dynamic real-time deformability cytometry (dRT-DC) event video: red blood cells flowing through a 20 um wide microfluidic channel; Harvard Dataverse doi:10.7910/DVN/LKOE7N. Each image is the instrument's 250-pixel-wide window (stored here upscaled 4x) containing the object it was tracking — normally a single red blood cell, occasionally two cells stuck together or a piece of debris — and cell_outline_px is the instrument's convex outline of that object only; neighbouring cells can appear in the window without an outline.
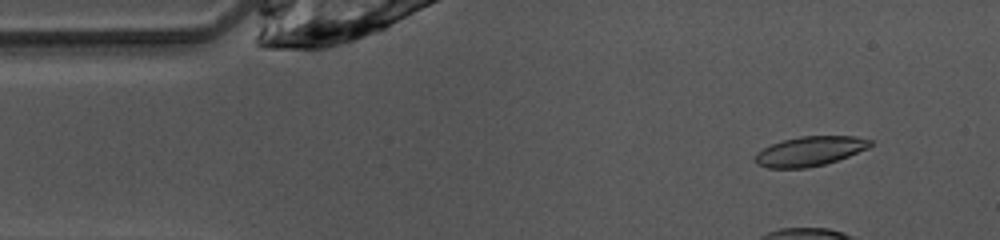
{"species": "common noctule bat (a hibernating species)", "species_latin": "Nyctalus noctula", "temperature_condition": "warm", "stored_images_in_passage": 47, "camera_frame_rate_fps": 3000, "um_per_image_px": 0.085, "animal": {"sex": "female", "body_mass_g": 10.0, "forearm_length_mm": 53.1}, "frame": {"image": 1, "passage_image": 4, "time_ms": 1.0, "image_size_px": [1000, 240], "cell_outline_px": [[872, 144], [868, 148], [848, 156], [824, 164], [804, 168], [768, 168], [756, 164], [752, 160], [756, 152], [772, 144], [784, 140], [800, 136], [856, 136], [872, 140]], "centroid_in_image_um": [68.8, 12.85], "position_along_channel_um": 16.2, "area_um2": 19.83}}